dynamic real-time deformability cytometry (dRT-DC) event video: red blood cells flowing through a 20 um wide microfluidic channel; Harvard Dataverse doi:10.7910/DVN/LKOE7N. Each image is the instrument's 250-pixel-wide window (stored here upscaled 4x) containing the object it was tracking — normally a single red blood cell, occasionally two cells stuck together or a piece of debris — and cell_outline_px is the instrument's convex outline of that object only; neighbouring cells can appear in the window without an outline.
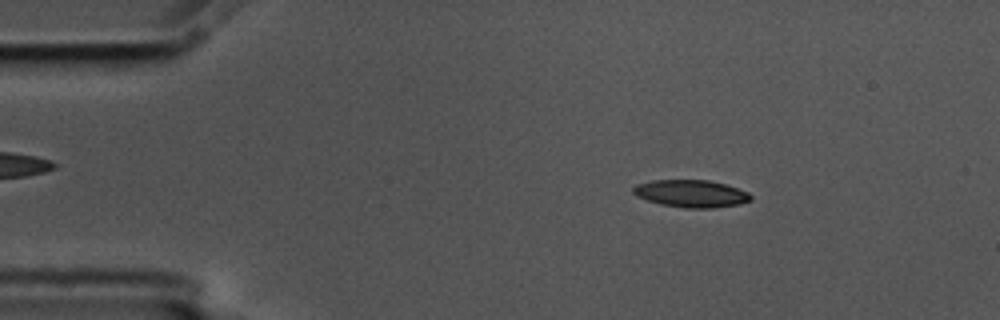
{"species": "common noctule bat (a hibernating species)", "species_latin": "Nyctalus noctula", "temperature_condition": "cold", "stored_images_in_passage": 55, "camera_frame_rate_fps": 3000, "um_per_image_px": 0.085, "animal": {"sex": "male", "body_mass_g": 17.5, "forearm_length_mm": 52.3}, "frame": {"image": 1, "passage_image": 8, "time_ms": 2.333, "image_size_px": [1000, 320], "cell_outline_px": [[752, 200], [740, 204], [712, 208], [684, 208], [660, 204], [636, 196], [632, 192], [632, 188], [636, 184], [652, 180], [708, 180], [724, 184], [748, 192], [752, 196]], "centroid_in_image_um": [58.73, 16.46], "position_along_channel_um": 26.3, "area_um2": 18.79}}
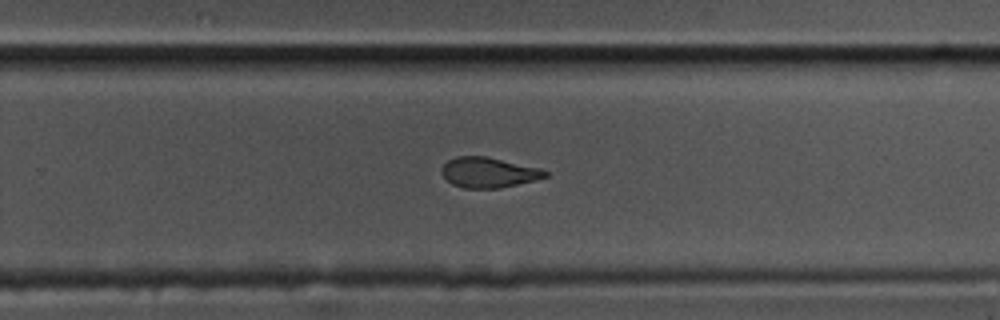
{"frame": {"image": 2, "passage_image": 35, "time_ms": 11.333, "image_size_px": [1000, 320], "cell_outline_px": [[548, 176], [536, 180], [500, 188], [464, 188], [452, 184], [440, 172], [444, 164], [448, 160], [456, 156], [488, 156], [540, 168], [548, 172]], "centroid_in_image_um": [41.54, 14.65], "position_along_channel_um": 288.3, "area_um2": 18.32}}
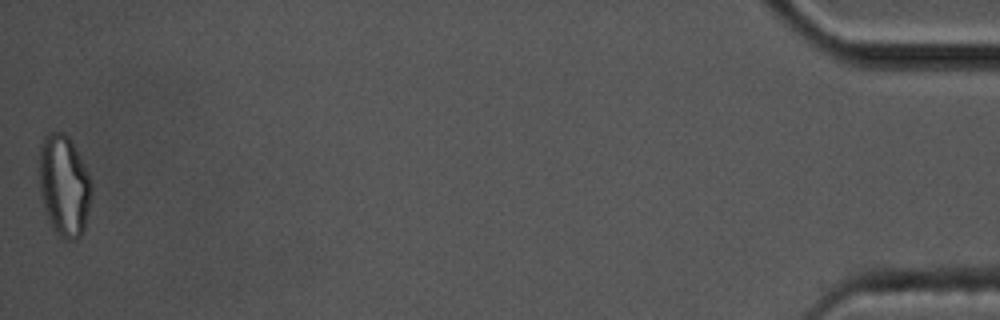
{"frame": {"image": 3, "passage_image": 55, "time_ms": 18.0, "image_size_px": [1000, 320], "cell_outline_px": [[92, 196], [84, 232], [76, 240], [68, 240], [56, 232], [52, 228], [48, 220], [44, 208], [40, 192], [36, 168], [40, 144], [44, 136], [48, 132], [64, 132], [72, 140], [88, 172], [92, 184]], "centroid_in_image_um": [5.42, 15.74], "position_along_channel_um": 429.8, "area_um2": 31.91}, "authors_computed_cell_mechanics": {"area_um2": 19.363, "velocity_mm_per_s": 3.5793, "shape_relaxation_time_tau1_ms": 6.2453, "shape_relaxation_time_tau2_ms": 3.001, "deformation_change_tau1": 0.2028, "deformation_change_tau2": 0.1046}}